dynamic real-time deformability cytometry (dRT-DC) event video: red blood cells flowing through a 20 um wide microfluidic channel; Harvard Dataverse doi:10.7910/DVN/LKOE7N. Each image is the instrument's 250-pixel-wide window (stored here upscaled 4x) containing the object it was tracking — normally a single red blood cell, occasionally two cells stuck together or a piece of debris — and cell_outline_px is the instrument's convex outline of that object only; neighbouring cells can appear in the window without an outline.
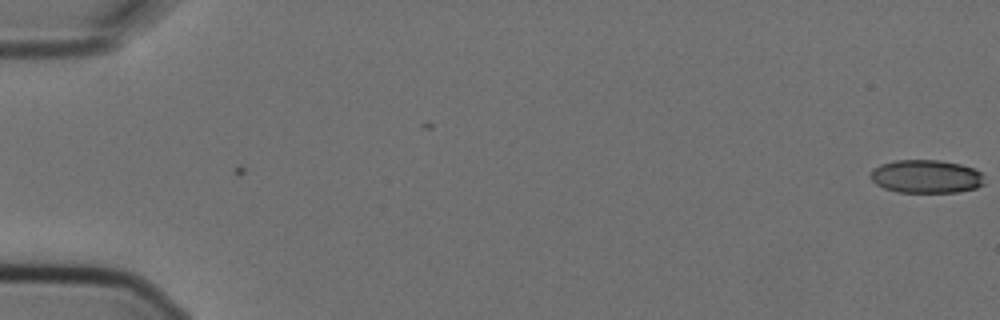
{"species": "Egyptian fruit bat (a non-hibernating species)", "species_latin": "Rousettus aegyptiacus", "temperature_condition": "cold", "stored_images_in_passage": 4, "camera_frame_rate_fps": 3000, "um_per_image_px": 0.085, "animal": {"sex": "female"}, "frame": {"image": 1, "passage_image": 4, "time_ms": 1.0, "image_size_px": [1000, 320], "cell_outline_px": [[984, 184], [976, 188], [956, 192], [896, 192], [884, 188], [876, 184], [872, 180], [872, 168], [880, 164], [896, 160], [940, 160], [960, 164], [972, 168], [980, 172]], "centroid_in_image_um": [78.7, 15.0], "position_along_channel_um": 6.3, "area_um2": 21.96}}